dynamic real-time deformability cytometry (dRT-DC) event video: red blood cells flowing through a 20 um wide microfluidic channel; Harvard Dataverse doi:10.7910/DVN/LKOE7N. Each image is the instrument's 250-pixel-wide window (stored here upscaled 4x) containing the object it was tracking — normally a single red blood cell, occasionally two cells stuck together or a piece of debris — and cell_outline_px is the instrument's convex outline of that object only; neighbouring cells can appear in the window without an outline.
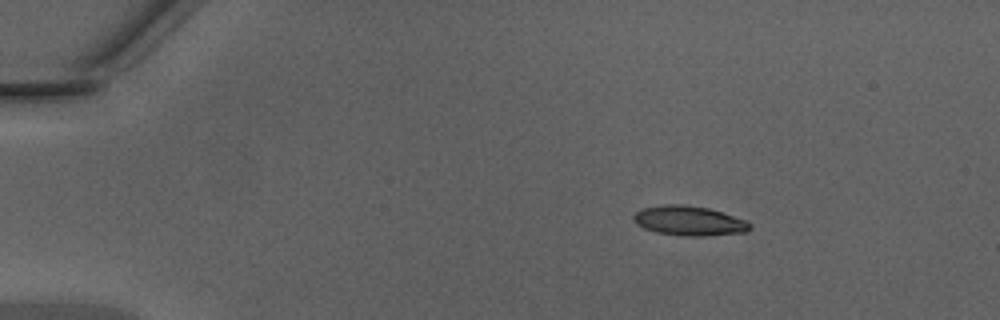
{"species": "Egyptian fruit bat (a non-hibernating species)", "species_latin": "Rousettus aegyptiacus", "temperature_condition": "warm", "stored_images_in_passage": 12, "camera_frame_rate_fps": 3000, "um_per_image_px": 0.085, "animal": {"sex": "male"}, "frame": {"image": 1, "passage_image": 1, "time_ms": 0.0, "image_size_px": [1000, 320], "cell_outline_px": [[752, 228], [744, 232], [704, 236], [688, 236], [656, 232], [644, 228], [636, 224], [632, 220], [632, 216], [640, 208], [660, 204], [684, 204], [708, 208], [744, 220], [752, 224]], "centroid_in_image_um": [58.51, 18.75], "position_along_channel_um": 26.5, "area_um2": 20.11}}
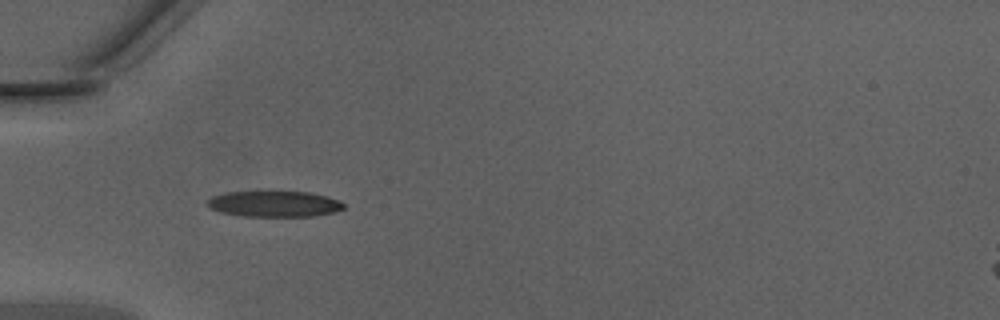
{"frame": {"image": 2, "passage_image": 9, "time_ms": 2.667, "image_size_px": [1000, 320], "cell_outline_px": [[344, 208], [332, 212], [312, 216], [244, 216], [220, 212], [208, 208], [204, 204], [212, 196], [224, 192], [268, 188], [312, 192], [328, 196], [340, 200], [344, 204]], "centroid_in_image_um": [23.25, 17.26], "position_along_channel_um": 61.8, "area_um2": 21.91}}